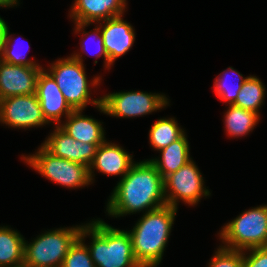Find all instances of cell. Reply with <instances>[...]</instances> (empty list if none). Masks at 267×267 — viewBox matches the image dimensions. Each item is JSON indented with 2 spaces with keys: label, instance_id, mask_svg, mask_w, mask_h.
<instances>
[{
  "label": "cell",
  "instance_id": "cell-22",
  "mask_svg": "<svg viewBox=\"0 0 267 267\" xmlns=\"http://www.w3.org/2000/svg\"><path fill=\"white\" fill-rule=\"evenodd\" d=\"M265 90L262 81L258 77L250 75L242 84L241 90L233 105L253 111L260 116L259 110L265 99Z\"/></svg>",
  "mask_w": 267,
  "mask_h": 267
},
{
  "label": "cell",
  "instance_id": "cell-15",
  "mask_svg": "<svg viewBox=\"0 0 267 267\" xmlns=\"http://www.w3.org/2000/svg\"><path fill=\"white\" fill-rule=\"evenodd\" d=\"M132 157L122 146L106 140L98 146L94 161L89 167L91 183L94 181L95 169L104 175H119L122 179L135 163Z\"/></svg>",
  "mask_w": 267,
  "mask_h": 267
},
{
  "label": "cell",
  "instance_id": "cell-27",
  "mask_svg": "<svg viewBox=\"0 0 267 267\" xmlns=\"http://www.w3.org/2000/svg\"><path fill=\"white\" fill-rule=\"evenodd\" d=\"M208 267H244L242 251L220 245L208 263Z\"/></svg>",
  "mask_w": 267,
  "mask_h": 267
},
{
  "label": "cell",
  "instance_id": "cell-21",
  "mask_svg": "<svg viewBox=\"0 0 267 267\" xmlns=\"http://www.w3.org/2000/svg\"><path fill=\"white\" fill-rule=\"evenodd\" d=\"M185 134V130L178 126L175 118H160L150 127L149 142L155 151L167 147Z\"/></svg>",
  "mask_w": 267,
  "mask_h": 267
},
{
  "label": "cell",
  "instance_id": "cell-11",
  "mask_svg": "<svg viewBox=\"0 0 267 267\" xmlns=\"http://www.w3.org/2000/svg\"><path fill=\"white\" fill-rule=\"evenodd\" d=\"M54 128L42 145L54 156L84 164L89 168L98 146L102 143H83L69 136L59 126L55 125Z\"/></svg>",
  "mask_w": 267,
  "mask_h": 267
},
{
  "label": "cell",
  "instance_id": "cell-10",
  "mask_svg": "<svg viewBox=\"0 0 267 267\" xmlns=\"http://www.w3.org/2000/svg\"><path fill=\"white\" fill-rule=\"evenodd\" d=\"M0 123L12 128H39L49 124L35 94L11 96L0 100Z\"/></svg>",
  "mask_w": 267,
  "mask_h": 267
},
{
  "label": "cell",
  "instance_id": "cell-7",
  "mask_svg": "<svg viewBox=\"0 0 267 267\" xmlns=\"http://www.w3.org/2000/svg\"><path fill=\"white\" fill-rule=\"evenodd\" d=\"M22 156L41 176L63 187L77 189L92 184L87 166L54 156L42 144L34 154Z\"/></svg>",
  "mask_w": 267,
  "mask_h": 267
},
{
  "label": "cell",
  "instance_id": "cell-2",
  "mask_svg": "<svg viewBox=\"0 0 267 267\" xmlns=\"http://www.w3.org/2000/svg\"><path fill=\"white\" fill-rule=\"evenodd\" d=\"M177 210L168 204L150 210L128 231L134 257L141 267H157L162 261Z\"/></svg>",
  "mask_w": 267,
  "mask_h": 267
},
{
  "label": "cell",
  "instance_id": "cell-18",
  "mask_svg": "<svg viewBox=\"0 0 267 267\" xmlns=\"http://www.w3.org/2000/svg\"><path fill=\"white\" fill-rule=\"evenodd\" d=\"M161 157L148 159L161 174L163 178L176 172L192 158L190 157V146L186 133L178 140L160 150Z\"/></svg>",
  "mask_w": 267,
  "mask_h": 267
},
{
  "label": "cell",
  "instance_id": "cell-13",
  "mask_svg": "<svg viewBox=\"0 0 267 267\" xmlns=\"http://www.w3.org/2000/svg\"><path fill=\"white\" fill-rule=\"evenodd\" d=\"M36 95L46 121L58 126L73 111L53 77L43 68L37 78Z\"/></svg>",
  "mask_w": 267,
  "mask_h": 267
},
{
  "label": "cell",
  "instance_id": "cell-9",
  "mask_svg": "<svg viewBox=\"0 0 267 267\" xmlns=\"http://www.w3.org/2000/svg\"><path fill=\"white\" fill-rule=\"evenodd\" d=\"M202 173L195 161L190 160L176 172L164 178V193L166 204L178 209L179 200L194 206L202 197L211 195L206 189Z\"/></svg>",
  "mask_w": 267,
  "mask_h": 267
},
{
  "label": "cell",
  "instance_id": "cell-29",
  "mask_svg": "<svg viewBox=\"0 0 267 267\" xmlns=\"http://www.w3.org/2000/svg\"><path fill=\"white\" fill-rule=\"evenodd\" d=\"M7 23L3 18L0 16V53L4 41V34H5V29H6Z\"/></svg>",
  "mask_w": 267,
  "mask_h": 267
},
{
  "label": "cell",
  "instance_id": "cell-6",
  "mask_svg": "<svg viewBox=\"0 0 267 267\" xmlns=\"http://www.w3.org/2000/svg\"><path fill=\"white\" fill-rule=\"evenodd\" d=\"M81 226L48 230L30 243L25 240L24 264L31 267H61L70 247L79 238Z\"/></svg>",
  "mask_w": 267,
  "mask_h": 267
},
{
  "label": "cell",
  "instance_id": "cell-12",
  "mask_svg": "<svg viewBox=\"0 0 267 267\" xmlns=\"http://www.w3.org/2000/svg\"><path fill=\"white\" fill-rule=\"evenodd\" d=\"M43 67L15 65L0 60V100L36 93L37 78Z\"/></svg>",
  "mask_w": 267,
  "mask_h": 267
},
{
  "label": "cell",
  "instance_id": "cell-20",
  "mask_svg": "<svg viewBox=\"0 0 267 267\" xmlns=\"http://www.w3.org/2000/svg\"><path fill=\"white\" fill-rule=\"evenodd\" d=\"M224 113V125L228 136L239 138L245 137L254 129L260 121V116L249 110L235 105H229Z\"/></svg>",
  "mask_w": 267,
  "mask_h": 267
},
{
  "label": "cell",
  "instance_id": "cell-16",
  "mask_svg": "<svg viewBox=\"0 0 267 267\" xmlns=\"http://www.w3.org/2000/svg\"><path fill=\"white\" fill-rule=\"evenodd\" d=\"M126 6L122 0H74L69 17L74 23L93 24L124 15Z\"/></svg>",
  "mask_w": 267,
  "mask_h": 267
},
{
  "label": "cell",
  "instance_id": "cell-24",
  "mask_svg": "<svg viewBox=\"0 0 267 267\" xmlns=\"http://www.w3.org/2000/svg\"><path fill=\"white\" fill-rule=\"evenodd\" d=\"M8 27L9 26L7 25L5 29L4 41L0 53V60L15 65H24L28 67H42L41 65L36 63V61H33V59L32 60L26 59L27 54L25 53V51L21 49L22 46L18 44L17 42L18 40H15L14 37H12Z\"/></svg>",
  "mask_w": 267,
  "mask_h": 267
},
{
  "label": "cell",
  "instance_id": "cell-5",
  "mask_svg": "<svg viewBox=\"0 0 267 267\" xmlns=\"http://www.w3.org/2000/svg\"><path fill=\"white\" fill-rule=\"evenodd\" d=\"M218 235L221 246L232 250L267 247V204L242 212L226 223Z\"/></svg>",
  "mask_w": 267,
  "mask_h": 267
},
{
  "label": "cell",
  "instance_id": "cell-3",
  "mask_svg": "<svg viewBox=\"0 0 267 267\" xmlns=\"http://www.w3.org/2000/svg\"><path fill=\"white\" fill-rule=\"evenodd\" d=\"M91 237L89 248L95 267H141L133 253L132 239L126 230L102 219L82 224L79 237Z\"/></svg>",
  "mask_w": 267,
  "mask_h": 267
},
{
  "label": "cell",
  "instance_id": "cell-30",
  "mask_svg": "<svg viewBox=\"0 0 267 267\" xmlns=\"http://www.w3.org/2000/svg\"><path fill=\"white\" fill-rule=\"evenodd\" d=\"M19 5L18 0H0V7L2 8H7V7H12Z\"/></svg>",
  "mask_w": 267,
  "mask_h": 267
},
{
  "label": "cell",
  "instance_id": "cell-31",
  "mask_svg": "<svg viewBox=\"0 0 267 267\" xmlns=\"http://www.w3.org/2000/svg\"><path fill=\"white\" fill-rule=\"evenodd\" d=\"M20 267H31V266H28V265L22 264Z\"/></svg>",
  "mask_w": 267,
  "mask_h": 267
},
{
  "label": "cell",
  "instance_id": "cell-14",
  "mask_svg": "<svg viewBox=\"0 0 267 267\" xmlns=\"http://www.w3.org/2000/svg\"><path fill=\"white\" fill-rule=\"evenodd\" d=\"M122 17L123 15L96 23L100 28L104 48L112 65L132 48L135 41V29Z\"/></svg>",
  "mask_w": 267,
  "mask_h": 267
},
{
  "label": "cell",
  "instance_id": "cell-25",
  "mask_svg": "<svg viewBox=\"0 0 267 267\" xmlns=\"http://www.w3.org/2000/svg\"><path fill=\"white\" fill-rule=\"evenodd\" d=\"M74 25H75V28H74L75 32L79 34L80 31H81V33L83 35L82 38L84 37L80 42L81 43L80 44L81 45L80 49H82V51H83L81 53L87 54V53H90L92 51L91 52V54H92L95 51V53L93 54L95 56V58L103 57L104 58V67L109 70L110 67H112V64L109 62L108 55H107V53L105 51L104 41H103V37L101 35L100 28L98 26H95L94 31L91 30V32H88V31L86 32L85 28L88 27L90 24L74 23ZM86 40L87 41L88 40H90V41L92 40V43L95 44L94 46H95L96 49H94V51H93V49L91 50V48H90L91 46L89 47L87 45L89 43H87Z\"/></svg>",
  "mask_w": 267,
  "mask_h": 267
},
{
  "label": "cell",
  "instance_id": "cell-17",
  "mask_svg": "<svg viewBox=\"0 0 267 267\" xmlns=\"http://www.w3.org/2000/svg\"><path fill=\"white\" fill-rule=\"evenodd\" d=\"M83 110H73L58 126L69 136L83 143H103L106 141L102 123L83 115Z\"/></svg>",
  "mask_w": 267,
  "mask_h": 267
},
{
  "label": "cell",
  "instance_id": "cell-19",
  "mask_svg": "<svg viewBox=\"0 0 267 267\" xmlns=\"http://www.w3.org/2000/svg\"><path fill=\"white\" fill-rule=\"evenodd\" d=\"M25 238L17 230L0 226V267L24 264Z\"/></svg>",
  "mask_w": 267,
  "mask_h": 267
},
{
  "label": "cell",
  "instance_id": "cell-1",
  "mask_svg": "<svg viewBox=\"0 0 267 267\" xmlns=\"http://www.w3.org/2000/svg\"><path fill=\"white\" fill-rule=\"evenodd\" d=\"M166 205L164 178L147 159L135 162L114 187L106 205L107 215L120 217Z\"/></svg>",
  "mask_w": 267,
  "mask_h": 267
},
{
  "label": "cell",
  "instance_id": "cell-8",
  "mask_svg": "<svg viewBox=\"0 0 267 267\" xmlns=\"http://www.w3.org/2000/svg\"><path fill=\"white\" fill-rule=\"evenodd\" d=\"M169 102V99L163 93L132 90L103 95L101 104L96 108L101 113L116 118H134L161 110L169 106Z\"/></svg>",
  "mask_w": 267,
  "mask_h": 267
},
{
  "label": "cell",
  "instance_id": "cell-23",
  "mask_svg": "<svg viewBox=\"0 0 267 267\" xmlns=\"http://www.w3.org/2000/svg\"><path fill=\"white\" fill-rule=\"evenodd\" d=\"M229 73H231V76L237 77L236 83H233L231 80V83L229 81ZM248 78L244 77L239 71L235 70L233 67H229L228 69L224 70L222 73H220L214 80V91L216 96L226 104L233 105L236 101V98L238 96V93L241 90V86L244 83V81ZM235 79V78H234Z\"/></svg>",
  "mask_w": 267,
  "mask_h": 267
},
{
  "label": "cell",
  "instance_id": "cell-28",
  "mask_svg": "<svg viewBox=\"0 0 267 267\" xmlns=\"http://www.w3.org/2000/svg\"><path fill=\"white\" fill-rule=\"evenodd\" d=\"M244 267H267V247L242 251Z\"/></svg>",
  "mask_w": 267,
  "mask_h": 267
},
{
  "label": "cell",
  "instance_id": "cell-4",
  "mask_svg": "<svg viewBox=\"0 0 267 267\" xmlns=\"http://www.w3.org/2000/svg\"><path fill=\"white\" fill-rule=\"evenodd\" d=\"M46 71L53 77L73 110H84L88 104L95 105L96 108L101 104V96L97 99L91 98L90 85H100L102 77L95 76L91 82L88 80L81 53L59 58Z\"/></svg>",
  "mask_w": 267,
  "mask_h": 267
},
{
  "label": "cell",
  "instance_id": "cell-26",
  "mask_svg": "<svg viewBox=\"0 0 267 267\" xmlns=\"http://www.w3.org/2000/svg\"><path fill=\"white\" fill-rule=\"evenodd\" d=\"M61 267H95L85 237H79L70 247Z\"/></svg>",
  "mask_w": 267,
  "mask_h": 267
}]
</instances>
